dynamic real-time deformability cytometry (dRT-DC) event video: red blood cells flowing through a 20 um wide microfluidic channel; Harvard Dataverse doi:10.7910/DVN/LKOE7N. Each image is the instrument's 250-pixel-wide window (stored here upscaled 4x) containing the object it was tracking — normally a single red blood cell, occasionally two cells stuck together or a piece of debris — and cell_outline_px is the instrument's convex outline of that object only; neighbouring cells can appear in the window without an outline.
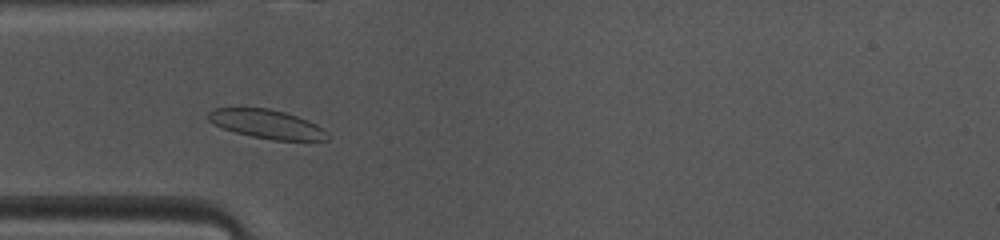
{"species": "common noctule bat (a hibernating species)", "species_latin": "Nyctalus noctula", "temperature_condition": "warm", "stored_images_in_passage": 41, "camera_frame_rate_fps": 3000, "um_per_image_px": 0.085, "animal": {"sex": "female", "body_mass_g": 10.0, "forearm_length_mm": 53.1}, "frame": {"image": 1, "passage_image": 7, "time_ms": 2.0, "image_size_px": [1000, 240], "cell_outline_px": [[328, 140], [272, 140], [252, 136], [236, 132], [224, 128], [208, 120], [208, 112], [212, 108], [268, 108], [284, 112], [308, 120], [316, 124], [328, 132]], "centroid_in_image_um": [22.69, 10.54], "position_along_channel_um": 62.3, "area_um2": 19.83}}
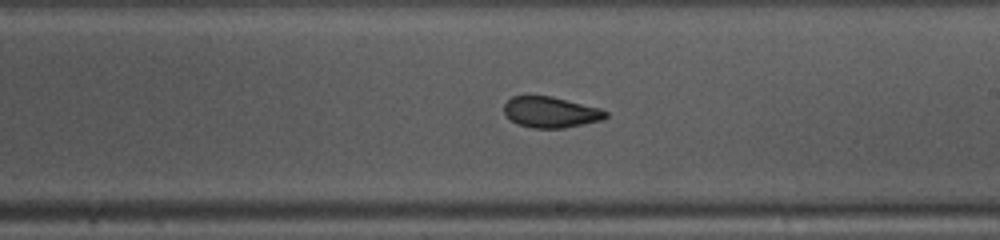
{"frame": {"image": 2, "passage_image": 20, "time_ms": 6.333, "image_size_px": [1000, 240], "cell_outline_px": [[608, 116], [600, 120], [584, 124], [564, 128], [532, 128], [516, 124], [504, 112], [504, 104], [512, 96], [552, 96], [600, 108], [608, 112]], "centroid_in_image_um": [46.81, 9.54], "position_along_channel_um": 242.2, "area_um2": 18.26}}
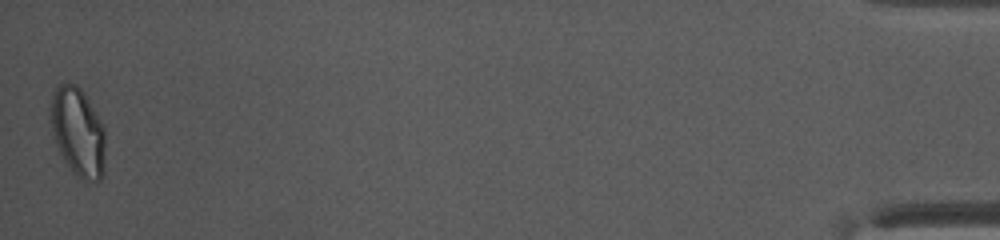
{"frame": {"image": 3, "passage_image": 41, "time_ms": 13.333, "image_size_px": [1000, 240], "cell_outline_px": [[104, 176], [96, 184], [88, 184], [76, 176], [72, 172], [60, 152], [56, 144], [52, 128], [52, 96], [56, 88], [60, 84], [68, 80], [76, 84], [80, 88], [96, 112], [104, 128]], "centroid_in_image_um": [6.66, 11.28], "position_along_channel_um": 428.5, "area_um2": 28.32}, "authors_computed_cell_mechanics": {"area_um2": 19.7098, "velocity_mm_per_s": 4.1272, "shape_relaxation_time_tau1_ms": 7.935, "shape_relaxation_time_tau2_ms": 1.4677, "deformation_change_tau1": 0.1713, "deformation_change_tau2": 0.054}}